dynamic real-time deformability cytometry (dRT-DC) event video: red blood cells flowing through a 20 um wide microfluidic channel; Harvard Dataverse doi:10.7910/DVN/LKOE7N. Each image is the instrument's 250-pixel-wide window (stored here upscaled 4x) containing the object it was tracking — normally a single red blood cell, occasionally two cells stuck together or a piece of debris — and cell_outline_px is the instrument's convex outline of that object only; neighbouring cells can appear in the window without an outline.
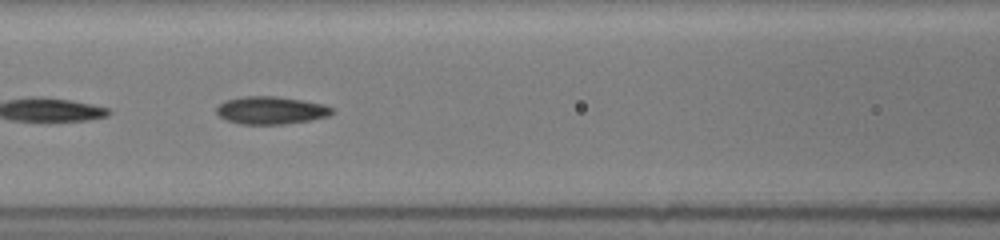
{"species": "common noctule bat (a hibernating species)", "species_latin": "Nyctalus noctula", "temperature_condition": "room temperature", "stored_images_in_passage": 34, "segment_of_instrument_passage": [2, 2], "camera_frame_rate_fps": 3000, "um_per_image_px": 0.085, "animal": {"sex": "female", "body_mass_g": 19.5, "forearm_length_mm": 54.1}, "frame": {"image": 1, "passage_image": 24, "time_ms": 7.667, "image_size_px": [1000, 240], "cell_outline_px": [[332, 112], [328, 116], [308, 120], [284, 124], [240, 124], [228, 120], [220, 116], [216, 112], [216, 108], [224, 100], [244, 96], [276, 96], [324, 104], [332, 108]], "centroid_in_image_um": [22.99, 9.37], "position_along_channel_um": 143.6, "area_um2": 18.44}}